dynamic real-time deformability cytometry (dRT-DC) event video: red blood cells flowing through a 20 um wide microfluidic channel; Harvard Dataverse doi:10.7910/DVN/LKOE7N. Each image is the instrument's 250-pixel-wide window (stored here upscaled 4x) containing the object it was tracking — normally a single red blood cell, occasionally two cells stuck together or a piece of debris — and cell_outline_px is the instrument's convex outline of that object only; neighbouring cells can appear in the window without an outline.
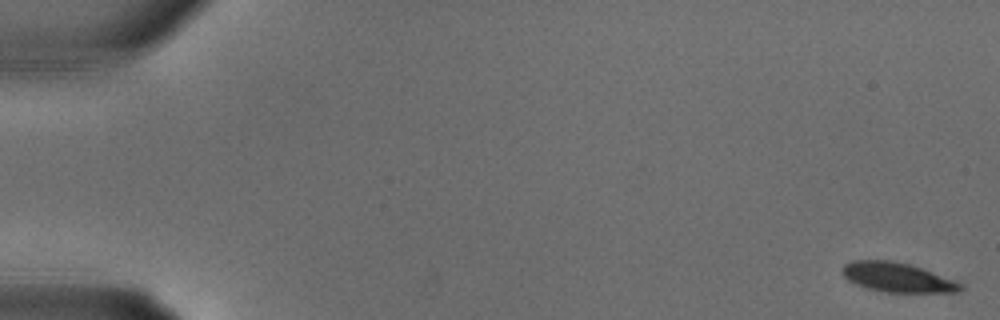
{"species": "common noctule bat (a hibernating species)", "species_latin": "Nyctalus noctula", "temperature_condition": "warm", "stored_images_in_passage": 31, "segment_of_instrument_passage": [1, 2], "camera_frame_rate_fps": 3000, "um_per_image_px": 0.085, "animal": {"sex": "male", "body_mass_g": 18.8}, "frame": {"image": 1, "passage_image": 1, "time_ms": 0.0, "image_size_px": [1000, 320], "cell_outline_px": [[964, 288], [960, 292], [888, 292], [868, 288], [856, 284], [848, 280], [844, 276], [844, 264], [852, 260], [892, 260], [908, 264], [932, 272], [964, 284]], "centroid_in_image_um": [76.3, 23.58], "position_along_channel_um": 8.7, "area_um2": 20.0}}
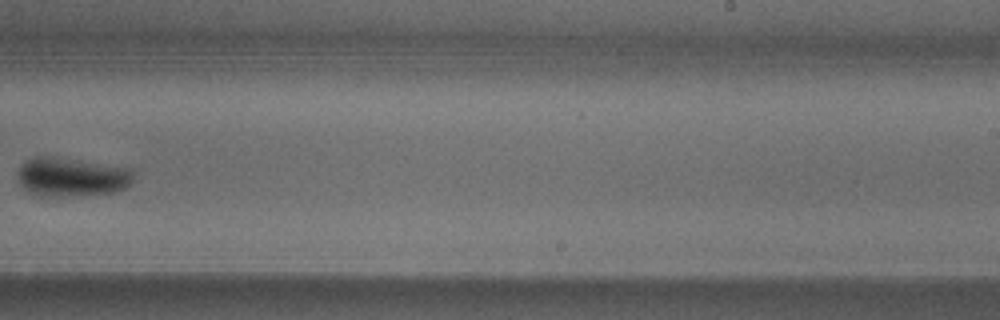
{"frame": {"image": 2, "passage_image": 20, "time_ms": 6.333, "image_size_px": [1000, 320], "cell_outline_px": [[136, 172], [128, 188], [116, 192], [60, 196], [36, 196], [24, 188], [20, 184], [16, 172], [24, 160], [36, 156], [44, 156], [80, 160], [132, 168]], "centroid_in_image_um": [6.1, 15.03], "position_along_channel_um": 282.9, "area_um2": 26.59}}
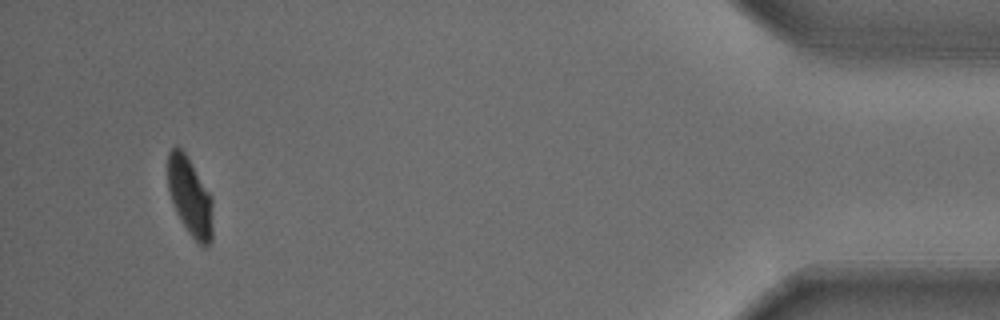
{"frame": {"image": 3, "passage_image": 29, "time_ms": 9.333, "image_size_px": [1000, 320], "cell_outline_px": [[212, 240], [208, 244], [200, 244], [188, 232], [176, 212], [168, 188], [168, 152], [176, 144], [184, 152], [212, 196]], "centroid_in_image_um": [16.14, 16.69], "position_along_channel_um": 419.1, "area_um2": 20.23}}